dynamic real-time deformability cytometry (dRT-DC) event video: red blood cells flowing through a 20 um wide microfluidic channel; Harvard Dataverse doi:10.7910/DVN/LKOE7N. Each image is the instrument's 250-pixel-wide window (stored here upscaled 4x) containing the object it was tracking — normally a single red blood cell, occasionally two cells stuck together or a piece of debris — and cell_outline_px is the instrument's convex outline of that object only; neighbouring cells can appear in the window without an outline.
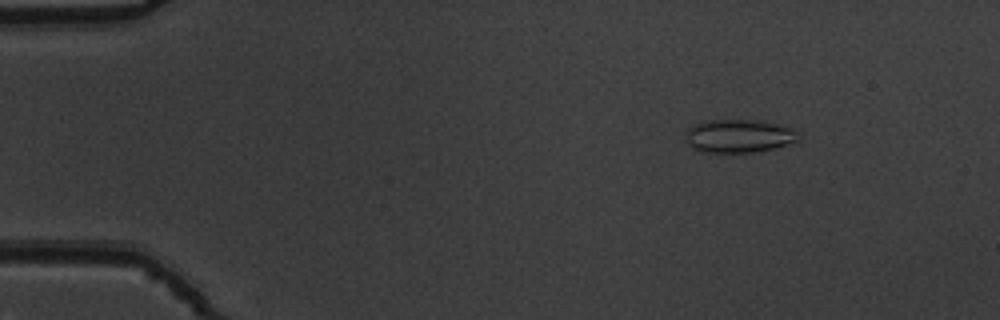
{"species": "common noctule bat (a hibernating species)", "species_latin": "Nyctalus noctula", "temperature_condition": "warm", "stored_images_in_passage": 54, "camera_frame_rate_fps": 3000, "um_per_image_px": 0.085, "animal": {"sex": "male", "body_mass_g": 19.5, "forearm_length_mm": 54.6}, "frame": {"image": 1, "passage_image": 8, "time_ms": 2.333, "image_size_px": [1000, 320], "cell_outline_px": [[796, 140], [788, 144], [772, 148], [752, 152], [708, 152], [692, 148], [688, 144], [688, 128], [692, 124], [704, 120], [764, 120], [792, 128], [796, 132]], "centroid_in_image_um": [62.78, 11.53], "position_along_channel_um": 22.2, "area_um2": 21.56}}
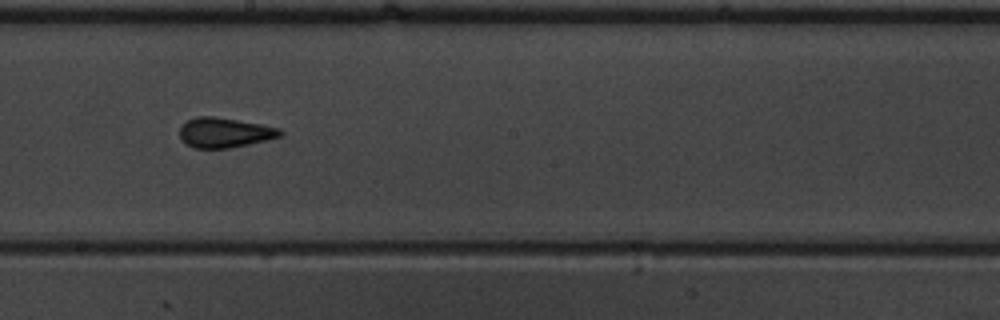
{"frame": {"image": 2, "passage_image": 31, "time_ms": 10.0, "image_size_px": [1000, 320], "cell_outline_px": [[284, 132], [280, 136], [268, 140], [228, 148], [192, 148], [180, 136], [180, 124], [196, 116], [212, 116], [260, 124], [280, 128]], "centroid_in_image_um": [19.09, 11.27], "position_along_channel_um": 229.1, "area_um2": 17.4}}
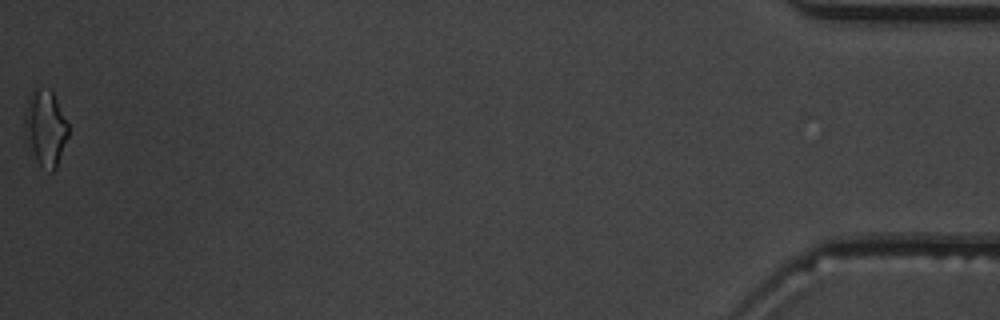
{"frame": {"image": 3, "passage_image": 54, "time_ms": 17.667, "image_size_px": [1000, 320], "cell_outline_px": [[68, 136], [56, 168], [52, 172], [40, 164], [32, 148], [24, 128], [24, 112], [28, 96], [32, 88], [48, 88], [52, 92], [68, 124]], "centroid_in_image_um": [3.86, 10.8], "position_along_channel_um": 431.3, "area_um2": 18.73}, "authors_computed_cell_mechanics": {"area_um2": 17.3689, "velocity_mm_per_s": 3.8469, "shape_relaxation_time_tau1_ms": 5.1107, "shape_relaxation_time_tau2_ms": 1.1378, "deformation_change_tau1": 0.1334, "deformation_change_tau2": 0.0887}}